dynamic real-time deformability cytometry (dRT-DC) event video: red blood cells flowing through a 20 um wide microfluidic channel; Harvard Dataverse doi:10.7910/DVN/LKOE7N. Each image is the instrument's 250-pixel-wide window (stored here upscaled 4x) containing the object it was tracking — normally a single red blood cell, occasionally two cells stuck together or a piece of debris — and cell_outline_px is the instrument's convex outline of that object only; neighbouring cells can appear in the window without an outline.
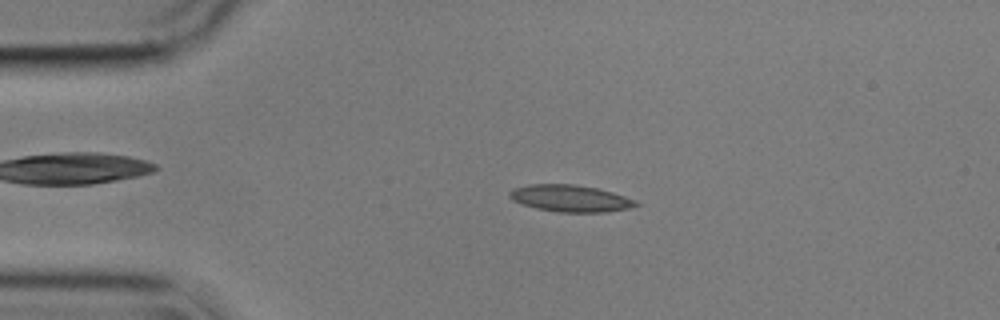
{"species": "common noctule bat (a hibernating species)", "species_latin": "Nyctalus noctula", "temperature_condition": "cold", "stored_images_in_passage": 49, "camera_frame_rate_fps": 3000, "um_per_image_px": 0.085, "animal": {"sex": "male", "body_mass_g": 17.9}, "frame": {"image": 1, "passage_image": 6, "time_ms": 1.667, "image_size_px": [1000, 320], "cell_outline_px": [[640, 204], [628, 208], [604, 212], [556, 212], [536, 208], [512, 200], [508, 196], [508, 192], [512, 188], [528, 184], [572, 184], [596, 188], [612, 192], [636, 200]], "centroid_in_image_um": [48.43, 16.85], "position_along_channel_um": 36.6, "area_um2": 19.71}}
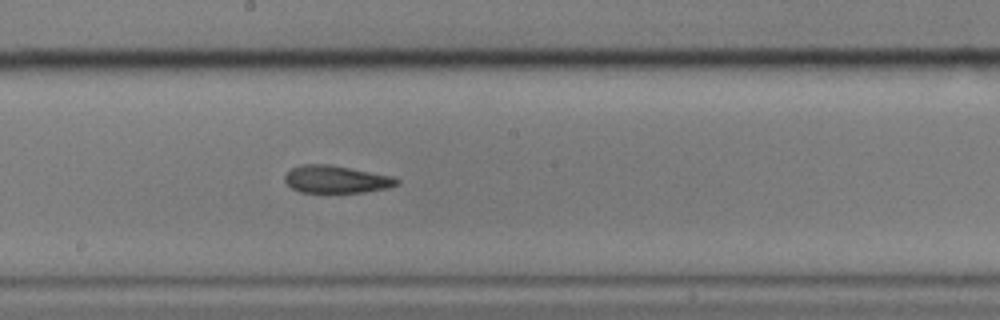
{"frame": {"image": 2, "passage_image": 24, "time_ms": 7.667, "image_size_px": [1000, 320], "cell_outline_px": [[400, 184], [388, 188], [364, 192], [300, 192], [292, 188], [284, 180], [284, 176], [292, 168], [304, 164], [328, 164], [392, 176], [400, 180]], "centroid_in_image_um": [28.59, 15.24], "position_along_channel_um": 219.6, "area_um2": 17.8}}
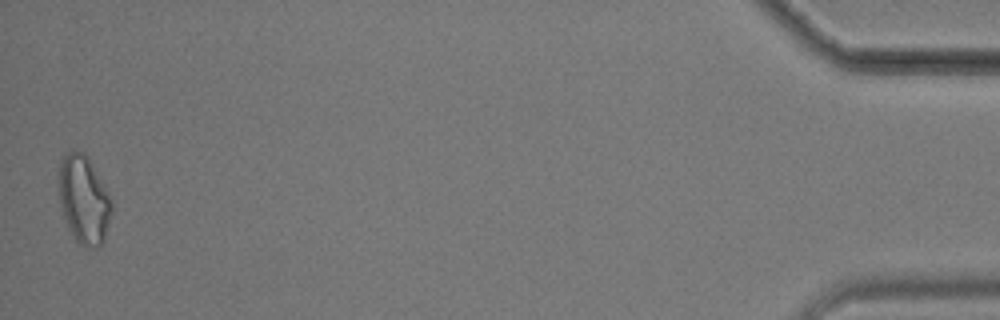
{"frame": {"image": 3, "passage_image": 49, "time_ms": 16.0, "image_size_px": [1000, 320], "cell_outline_px": [[112, 212], [104, 240], [100, 248], [96, 248], [80, 244], [76, 240], [68, 228], [60, 204], [56, 176], [60, 160], [64, 152], [72, 148], [84, 152], [88, 156], [108, 192], [112, 200]], "centroid_in_image_um": [7.09, 16.89], "position_along_channel_um": 428.1, "area_um2": 27.92}, "authors_computed_cell_mechanics": {"area_um2": 19.363, "velocity_mm_per_s": 3.5863, "shape_relaxation_time_tau1_ms": null, "shape_relaxation_time_tau2_ms": 4.1551, "deformation_change_tau1": null, "deformation_change_tau2": 0.1271}}